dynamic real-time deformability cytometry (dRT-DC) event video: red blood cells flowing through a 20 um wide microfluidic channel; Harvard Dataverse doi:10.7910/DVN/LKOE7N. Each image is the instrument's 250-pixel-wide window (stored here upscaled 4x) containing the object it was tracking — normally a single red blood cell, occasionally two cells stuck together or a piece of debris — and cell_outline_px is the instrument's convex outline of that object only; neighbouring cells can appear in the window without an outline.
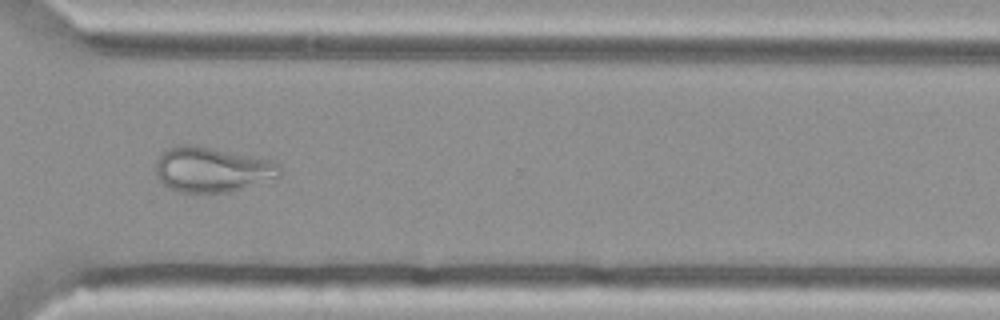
{"species": "Egyptian fruit bat (a non-hibernating species)", "species_latin": "Rousettus aegyptiacus", "temperature_condition": "cold", "stored_images_in_passage": 51, "camera_frame_rate_fps": 3000, "um_per_image_px": 0.085, "animal": {"sex": "female"}, "frame": {"image": 1, "passage_image": 41, "time_ms": 13.333, "image_size_px": [1000, 320], "cell_outline_px": [[280, 176], [228, 192], [180, 192], [168, 188], [156, 176], [156, 160], [168, 148], [184, 144], [208, 148], [268, 160], [280, 164]], "centroid_in_image_um": [17.96, 14.43], "position_along_channel_um": 352.6, "area_um2": 31.62}}
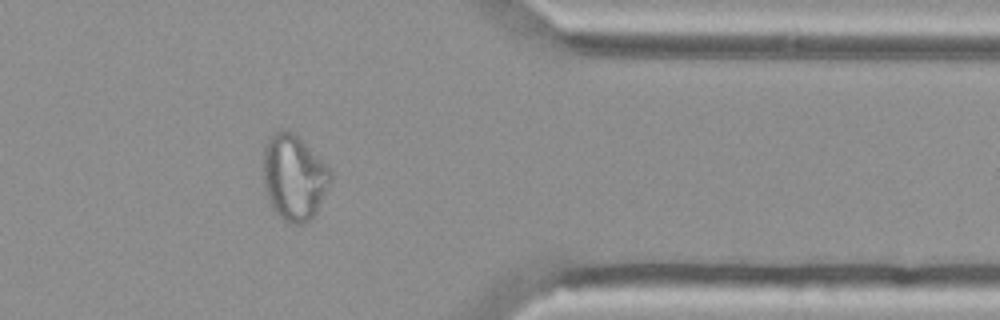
{"frame": {"image": 2, "passage_image": 45, "time_ms": 14.667, "image_size_px": [1000, 320], "cell_outline_px": [[332, 180], [316, 212], [304, 224], [292, 224], [284, 220], [272, 208], [268, 200], [264, 188], [264, 144], [276, 132], [284, 128], [288, 128], [328, 164], [332, 168]], "centroid_in_image_um": [25.01, 15.06], "position_along_channel_um": 386.4, "area_um2": 33.7}}